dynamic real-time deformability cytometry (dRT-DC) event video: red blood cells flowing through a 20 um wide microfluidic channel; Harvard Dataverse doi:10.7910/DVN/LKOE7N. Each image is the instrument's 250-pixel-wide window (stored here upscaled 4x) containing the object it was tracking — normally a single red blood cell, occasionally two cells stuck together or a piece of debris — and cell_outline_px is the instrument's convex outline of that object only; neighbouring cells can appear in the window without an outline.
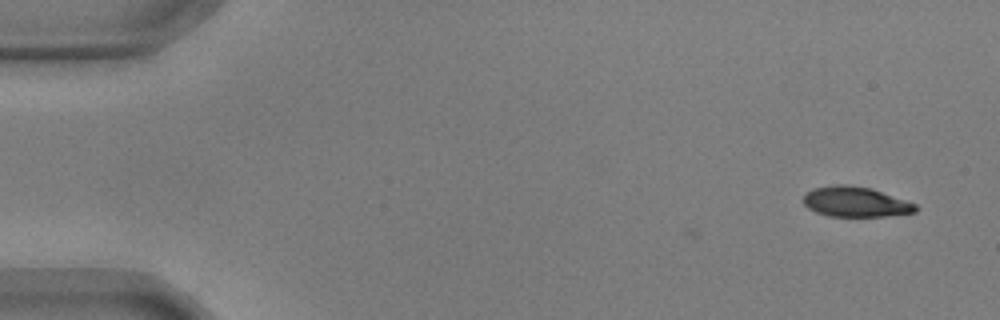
{"species": "common noctule bat (a hibernating species)", "species_latin": "Nyctalus noctula", "temperature_condition": "warm", "stored_images_in_passage": 48, "camera_frame_rate_fps": 3000, "um_per_image_px": 0.085, "animal": {"sex": "male", "body_mass_g": 17.9, "forearm_length_mm": 54.2}, "frame": {"image": 1, "passage_image": 1, "time_ms": 0.0, "image_size_px": [1000, 320], "cell_outline_px": [[916, 212], [888, 216], [828, 216], [816, 212], [808, 208], [804, 204], [804, 196], [812, 188], [836, 184], [848, 184], [868, 188], [916, 204]], "centroid_in_image_um": [72.68, 17.16], "position_along_channel_um": 12.3, "area_um2": 19.42}}
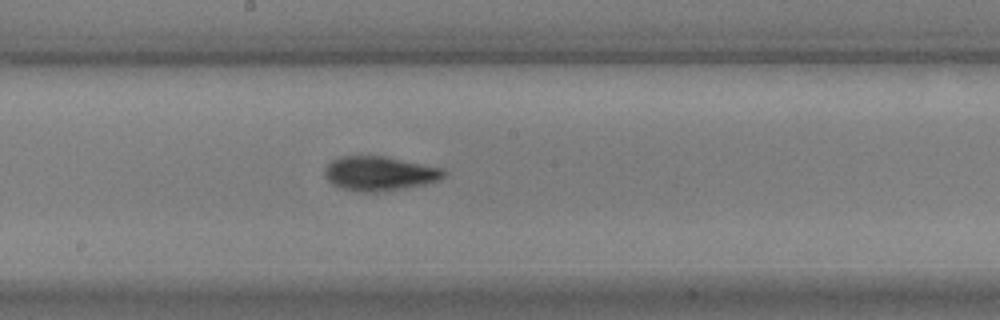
{"frame": {"image": 2, "passage_image": 28, "time_ms": 9.0, "image_size_px": [1000, 320], "cell_outline_px": [[448, 172], [444, 176], [436, 180], [424, 184], [376, 192], [364, 192], [340, 188], [332, 184], [324, 176], [324, 168], [332, 160], [340, 156], [388, 156], [444, 168]], "centroid_in_image_um": [32.24, 14.72], "position_along_channel_um": 216.0, "area_um2": 23.87}}
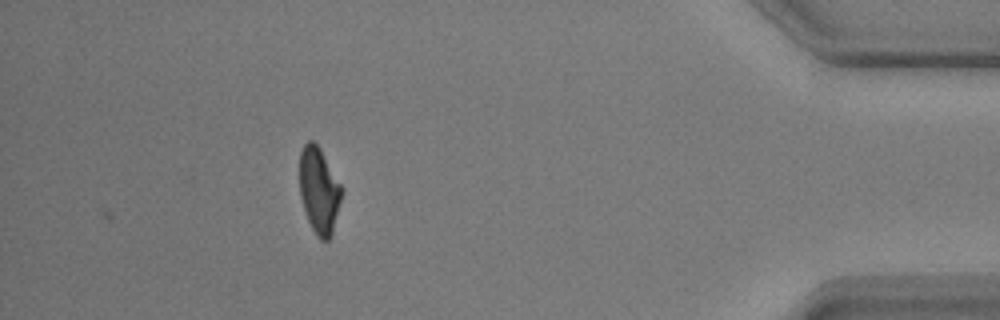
{"frame": {"image": 3, "passage_image": 48, "time_ms": 15.667, "image_size_px": [1000, 320], "cell_outline_px": [[344, 192], [332, 236], [328, 240], [320, 240], [316, 236], [308, 220], [300, 196], [300, 152], [304, 144], [308, 140], [312, 140], [320, 148], [344, 188]], "centroid_in_image_um": [27.16, 16.21], "position_along_channel_um": 408.0, "area_um2": 21.5}, "authors_computed_cell_mechanics": {"area_um2": 22.3397, "velocity_mm_per_s": 3.6319, "shape_relaxation_time_tau1_ms": 4.0354, "shape_relaxation_time_tau2_ms": 2.4171, "deformation_change_tau1": 0.1634, "deformation_change_tau2": 0.0717}}